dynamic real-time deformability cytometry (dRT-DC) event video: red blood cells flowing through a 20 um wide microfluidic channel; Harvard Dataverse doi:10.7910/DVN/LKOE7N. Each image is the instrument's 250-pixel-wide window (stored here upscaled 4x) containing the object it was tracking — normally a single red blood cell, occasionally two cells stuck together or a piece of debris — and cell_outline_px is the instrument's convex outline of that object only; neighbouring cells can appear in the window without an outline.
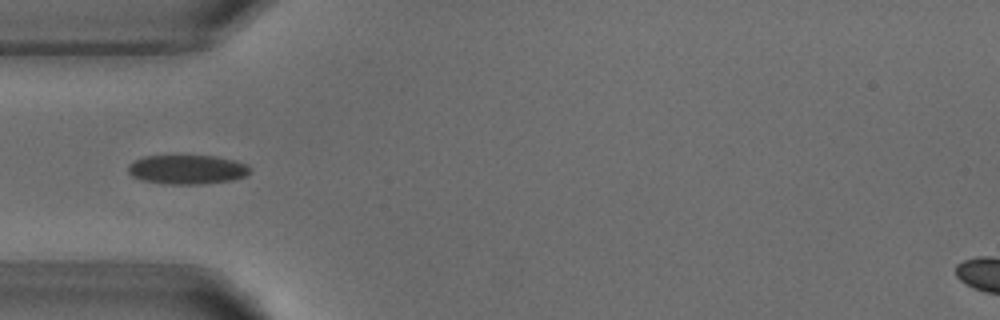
{"species": "common noctule bat (a hibernating species)", "species_latin": "Nyctalus noctula", "temperature_condition": "warm", "stored_images_in_passage": 1, "camera_frame_rate_fps": 3000, "um_per_image_px": 0.085, "animal": {"sex": "male", "body_mass_g": 18.8}, "frame": {"image": 1, "passage_image": 1, "time_ms": 0.0, "image_size_px": [1000, 320], "cell_outline_px": [[252, 168], [244, 176], [232, 180], [204, 184], [164, 184], [140, 180], [132, 176], [128, 172], [128, 164], [144, 156], [216, 156], [236, 160], [248, 164]], "centroid_in_image_um": [15.91, 14.41], "position_along_channel_um": 69.1, "area_um2": 20.92}}